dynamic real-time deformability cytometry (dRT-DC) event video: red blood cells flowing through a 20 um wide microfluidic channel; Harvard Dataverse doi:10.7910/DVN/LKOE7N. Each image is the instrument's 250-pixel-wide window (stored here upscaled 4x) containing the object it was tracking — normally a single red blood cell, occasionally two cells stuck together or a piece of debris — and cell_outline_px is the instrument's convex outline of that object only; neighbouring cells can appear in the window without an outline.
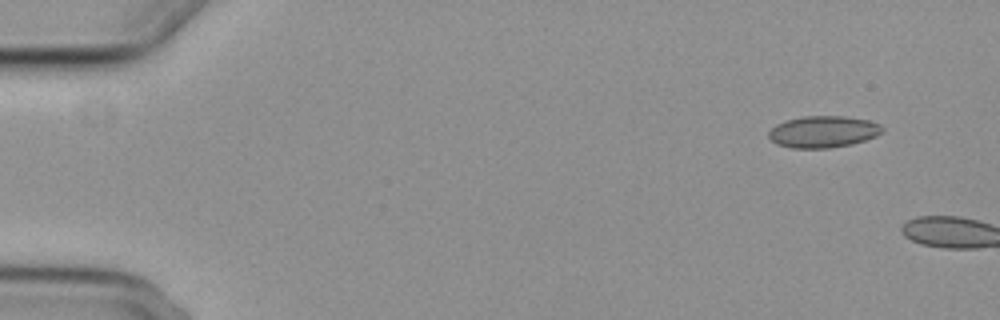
{"species": "common noctule bat (a hibernating species)", "species_latin": "Nyctalus noctula", "temperature_condition": "cold", "stored_images_in_passage": 2, "camera_frame_rate_fps": 3000, "um_per_image_px": 0.085, "animal": {"sex": "female", "body_mass_g": 29.2, "forearm_length_mm": 56.3}, "frame": {"image": 1, "passage_image": 1, "time_ms": 0.0, "image_size_px": [1000, 320], "cell_outline_px": [[884, 128], [876, 136], [852, 144], [828, 148], [792, 148], [776, 144], [768, 136], [768, 132], [776, 124], [784, 120], [804, 116], [844, 116], [868, 120], [880, 124]], "centroid_in_image_um": [69.94, 11.19], "position_along_channel_um": 15.1, "area_um2": 20.98}}